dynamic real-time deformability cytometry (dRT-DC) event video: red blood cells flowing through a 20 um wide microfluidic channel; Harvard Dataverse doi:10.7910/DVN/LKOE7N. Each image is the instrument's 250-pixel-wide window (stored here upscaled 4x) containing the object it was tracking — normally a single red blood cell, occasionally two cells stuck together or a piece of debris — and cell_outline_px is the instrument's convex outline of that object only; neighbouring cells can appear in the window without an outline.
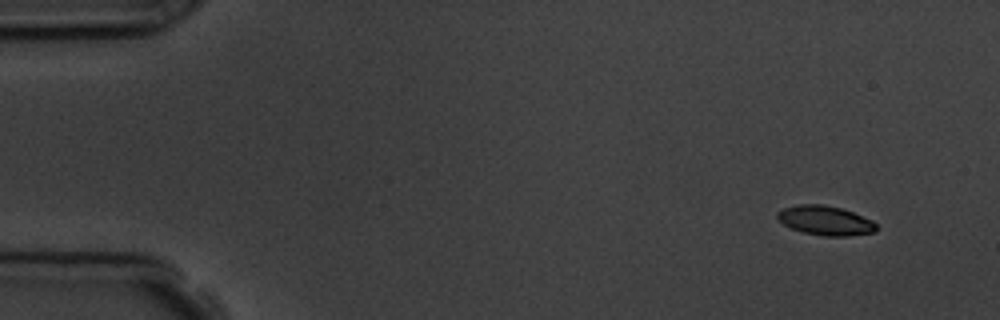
{"species": "common noctule bat (a hibernating species)", "species_latin": "Nyctalus noctula", "temperature_condition": "room temperature", "stored_images_in_passage": 5, "camera_frame_rate_fps": 3000, "um_per_image_px": 0.085, "animal": {"sex": "male", "body_mass_g": 19.5, "forearm_length_mm": 54.6}, "frame": {"image": 1, "passage_image": 1, "time_ms": 0.0, "image_size_px": [1000, 320], "cell_outline_px": [[876, 232], [844, 236], [824, 236], [804, 232], [792, 228], [784, 224], [776, 216], [776, 212], [784, 208], [800, 204], [824, 204], [840, 208], [852, 212], [872, 220], [876, 224]], "centroid_in_image_um": [70.15, 18.74], "position_along_channel_um": 14.8, "area_um2": 16.76}}
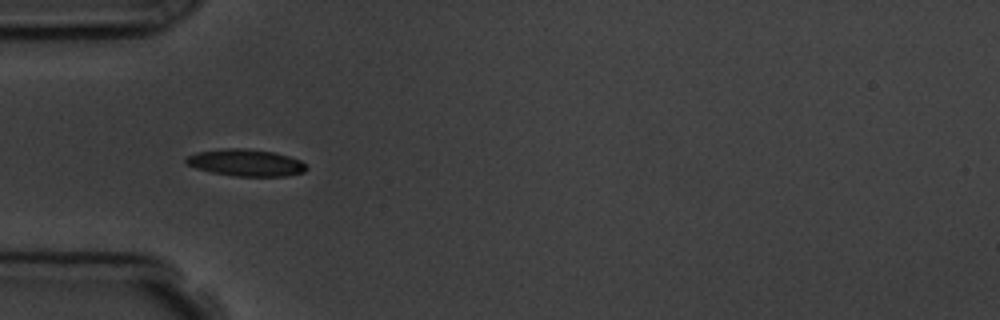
{"frame": {"image": 2, "passage_image": 4, "time_ms": 4.333, "image_size_px": [1000, 320], "cell_outline_px": [[308, 168], [304, 172], [288, 176], [236, 176], [212, 172], [196, 168], [188, 164], [184, 160], [188, 156], [196, 152], [220, 148], [248, 148], [276, 152], [300, 160], [308, 164]], "centroid_in_image_um": [20.94, 13.82], "position_along_channel_um": 64.1, "area_um2": 19.07}}
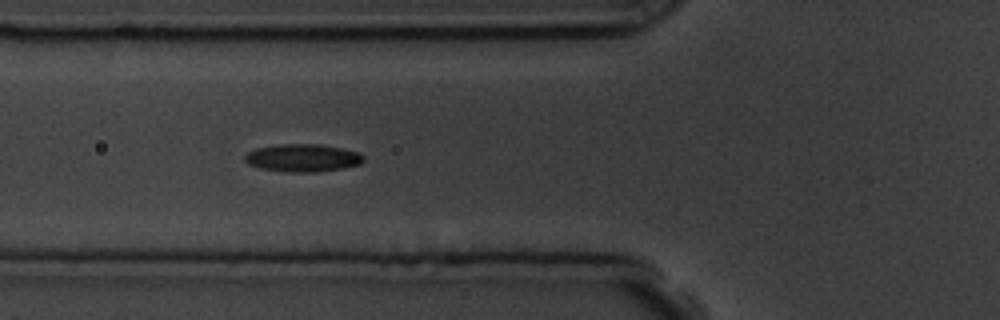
{"frame": {"image": 3, "passage_image": 5, "time_ms": 5.333, "image_size_px": [1000, 320], "cell_outline_px": [[364, 160], [360, 164], [340, 168], [316, 172], [288, 172], [260, 168], [248, 164], [244, 160], [244, 156], [248, 152], [256, 148], [280, 144], [316, 144], [340, 148], [360, 152], [364, 156]], "centroid_in_image_um": [25.71, 13.42], "position_along_channel_um": 100.1, "area_um2": 19.07}}